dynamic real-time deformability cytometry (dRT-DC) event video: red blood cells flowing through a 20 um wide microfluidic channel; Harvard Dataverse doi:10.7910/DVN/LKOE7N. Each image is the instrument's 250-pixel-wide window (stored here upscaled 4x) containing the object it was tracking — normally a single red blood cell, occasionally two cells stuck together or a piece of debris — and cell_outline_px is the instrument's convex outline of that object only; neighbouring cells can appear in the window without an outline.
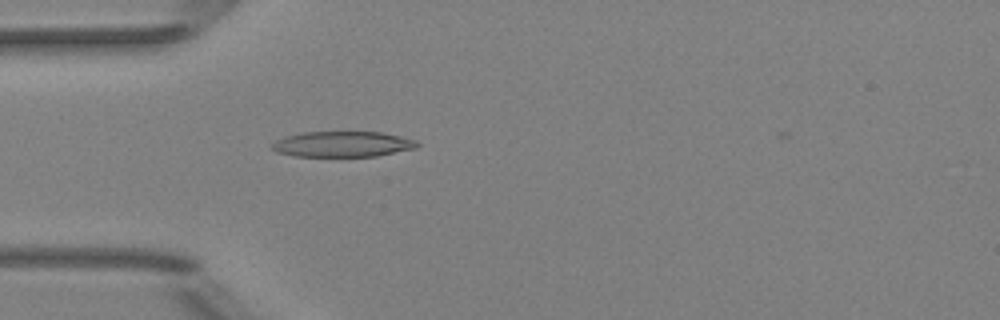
{"species": "Egyptian fruit bat (a non-hibernating species)", "species_latin": "Rousettus aegyptiacus", "temperature_condition": "room temperature", "stored_images_in_passage": 39, "camera_frame_rate_fps": 3000, "um_per_image_px": 0.085, "animal": {"sex": "female"}, "frame": {"image": 1, "passage_image": 3, "time_ms": 0.667, "image_size_px": [1000, 320], "cell_outline_px": [[420, 144], [416, 148], [376, 156], [292, 156], [276, 152], [272, 148], [272, 144], [276, 140], [288, 136], [304, 132], [380, 132], [400, 136], [416, 140]], "centroid_in_image_um": [29.13, 12.25], "position_along_channel_um": 55.9, "area_um2": 21.5}}
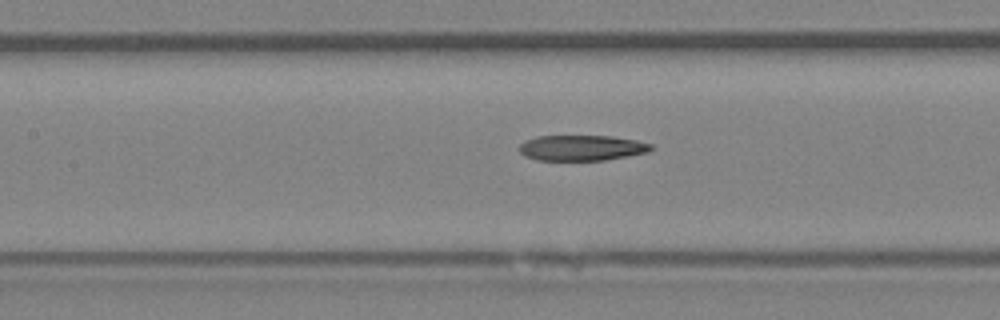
{"frame": {"image": 2, "passage_image": 11, "time_ms": 3.333, "image_size_px": [1000, 320], "cell_outline_px": [[652, 148], [648, 152], [628, 156], [604, 160], [536, 160], [524, 156], [520, 152], [520, 144], [524, 140], [536, 136], [612, 136], [636, 140], [652, 144]], "centroid_in_image_um": [49.42, 12.56], "position_along_channel_um": 158.0, "area_um2": 19.65}}
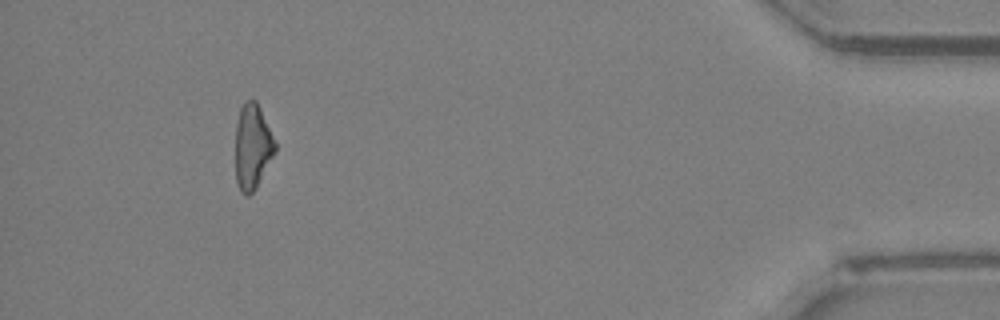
{"frame": {"image": 3, "passage_image": 35, "time_ms": 11.333, "image_size_px": [1000, 320], "cell_outline_px": [[276, 152], [256, 188], [248, 196], [244, 196], [240, 192], [236, 180], [236, 124], [240, 108], [244, 100], [256, 100], [260, 108], [276, 144]], "centroid_in_image_um": [21.45, 12.49], "position_along_channel_um": 413.7, "area_um2": 19.71}}